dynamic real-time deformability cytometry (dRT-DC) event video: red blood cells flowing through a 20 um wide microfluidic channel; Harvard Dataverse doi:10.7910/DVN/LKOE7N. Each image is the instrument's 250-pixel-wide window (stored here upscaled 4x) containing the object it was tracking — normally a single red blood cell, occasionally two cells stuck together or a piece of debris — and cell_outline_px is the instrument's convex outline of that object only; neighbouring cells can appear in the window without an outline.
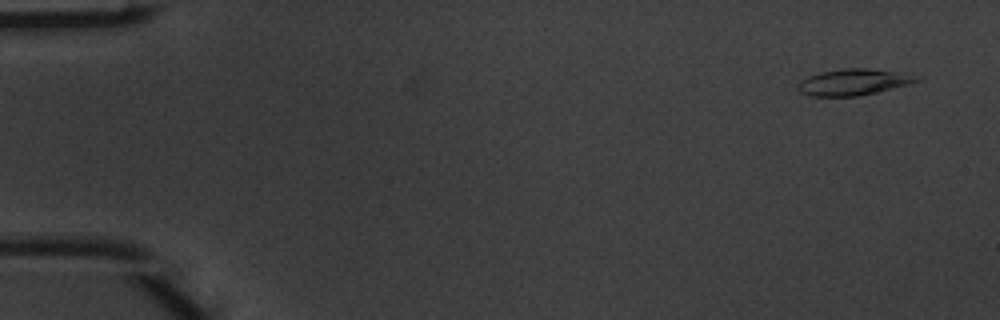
{"species": "common noctule bat (a hibernating species)", "species_latin": "Nyctalus noctula", "temperature_condition": "warm", "stored_images_in_passage": 5, "camera_frame_rate_fps": 3000, "um_per_image_px": 0.085, "animal": {"sex": "male", "body_mass_g": 20.1, "forearm_length_mm": 53.5}, "frame": {"image": 1, "passage_image": 1, "time_ms": 0.0, "image_size_px": [1000, 320], "cell_outline_px": [[924, 76], [920, 80], [908, 84], [876, 92], [856, 96], [808, 96], [800, 92], [796, 88], [796, 84], [800, 80], [808, 76], [820, 72], [844, 68], [868, 68]], "centroid_in_image_um": [72.5, 6.97], "position_along_channel_um": 12.5, "area_um2": 18.26}}